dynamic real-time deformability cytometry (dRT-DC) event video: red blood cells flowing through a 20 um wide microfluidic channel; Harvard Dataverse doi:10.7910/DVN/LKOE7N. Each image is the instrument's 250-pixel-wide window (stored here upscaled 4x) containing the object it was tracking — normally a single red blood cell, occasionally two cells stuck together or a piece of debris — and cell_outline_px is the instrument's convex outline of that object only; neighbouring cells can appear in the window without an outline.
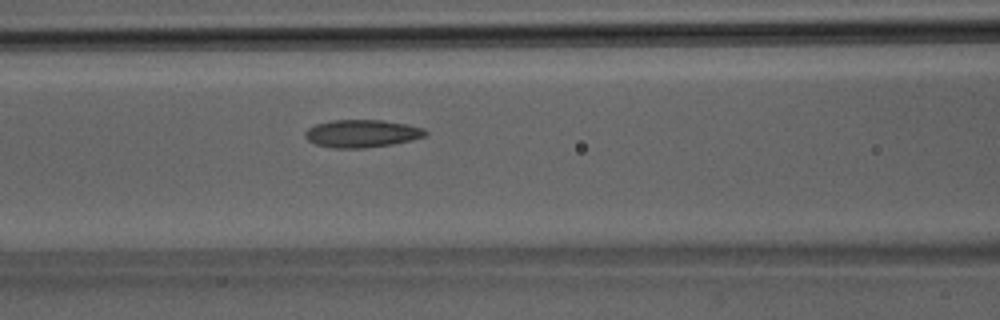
{"species": "Egyptian fruit bat (a non-hibernating species)", "species_latin": "Rousettus aegyptiacus", "temperature_condition": "room temperature", "stored_images_in_passage": 27, "camera_frame_rate_fps": 3000, "um_per_image_px": 0.085, "animal": {"sex": "male"}, "frame": {"image": 1, "passage_image": 6, "time_ms": 1.667, "image_size_px": [1000, 320], "cell_outline_px": [[428, 136], [412, 140], [392, 144], [364, 148], [332, 148], [316, 144], [308, 140], [304, 136], [304, 132], [308, 128], [316, 124], [332, 120], [384, 120], [424, 128], [428, 132]], "centroid_in_image_um": [30.77, 11.35], "position_along_channel_um": 135.8, "area_um2": 19.48}}
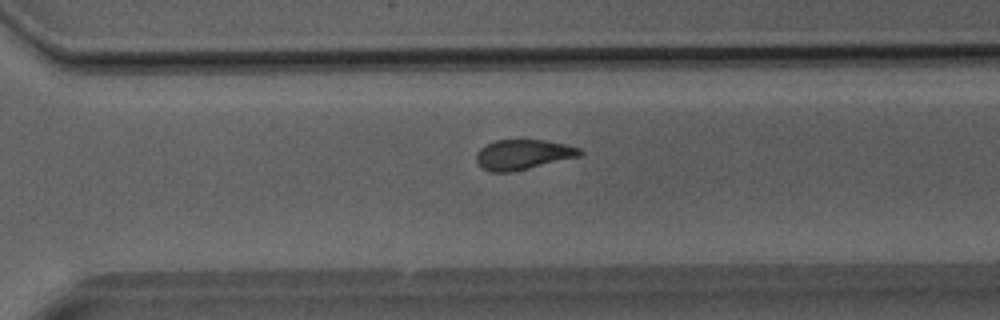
{"frame": {"image": 2, "passage_image": 17, "time_ms": 5.333, "image_size_px": [1000, 320], "cell_outline_px": [[584, 152], [580, 156], [512, 172], [492, 172], [484, 168], [476, 160], [476, 152], [484, 144], [496, 140], [544, 140], [568, 144], [580, 148]], "centroid_in_image_um": [44.47, 13.12], "position_along_channel_um": 326.1, "area_um2": 18.15}}
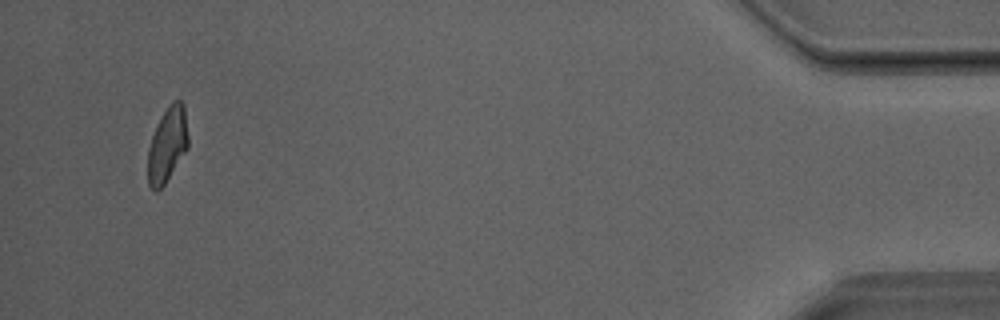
{"frame": {"image": 3, "passage_image": 27, "time_ms": 8.667, "image_size_px": [1000, 320], "cell_outline_px": [[188, 148], [164, 184], [156, 192], [148, 184], [148, 148], [152, 136], [164, 112], [172, 100], [180, 100], [184, 104], [188, 136]], "centroid_in_image_um": [14.23, 12.29], "position_along_channel_um": 421.0, "area_um2": 17.34}}